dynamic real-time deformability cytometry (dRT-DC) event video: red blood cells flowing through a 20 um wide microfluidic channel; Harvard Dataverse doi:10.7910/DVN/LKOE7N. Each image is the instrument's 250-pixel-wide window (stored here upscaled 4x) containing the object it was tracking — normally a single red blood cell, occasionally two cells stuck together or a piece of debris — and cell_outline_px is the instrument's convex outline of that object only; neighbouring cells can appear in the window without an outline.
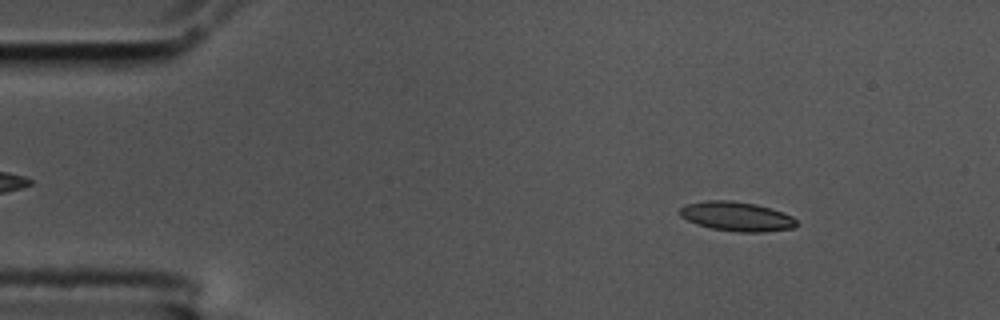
{"species": "common noctule bat (a hibernating species)", "species_latin": "Nyctalus noctula", "temperature_condition": "cold", "stored_images_in_passage": 56, "camera_frame_rate_fps": 3000, "um_per_image_px": 0.085, "animal": {"sex": "male", "body_mass_g": 17.5, "forearm_length_mm": 52.3}, "frame": {"image": 1, "passage_image": 7, "time_ms": 2.0, "image_size_px": [1000, 320], "cell_outline_px": [[800, 224], [792, 228], [764, 232], [740, 232], [712, 228], [696, 224], [680, 216], [680, 208], [688, 204], [708, 200], [732, 200], [756, 204], [792, 216]], "centroid_in_image_um": [62.63, 18.4], "position_along_channel_um": 22.4, "area_um2": 19.77}}
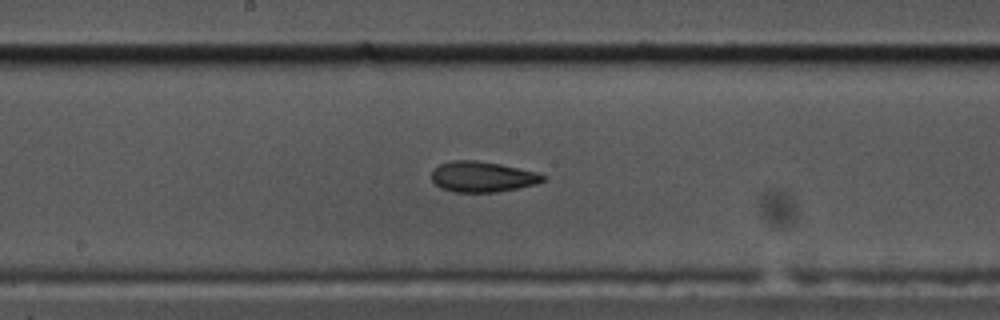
{"frame": {"image": 2, "passage_image": 29, "time_ms": 9.333, "image_size_px": [1000, 320], "cell_outline_px": [[544, 180], [536, 184], [496, 192], [456, 192], [440, 188], [432, 180], [432, 172], [440, 164], [452, 160], [476, 160], [500, 164], [536, 172], [544, 176]], "centroid_in_image_um": [40.98, 15.02], "position_along_channel_um": 207.2, "area_um2": 19.59}}
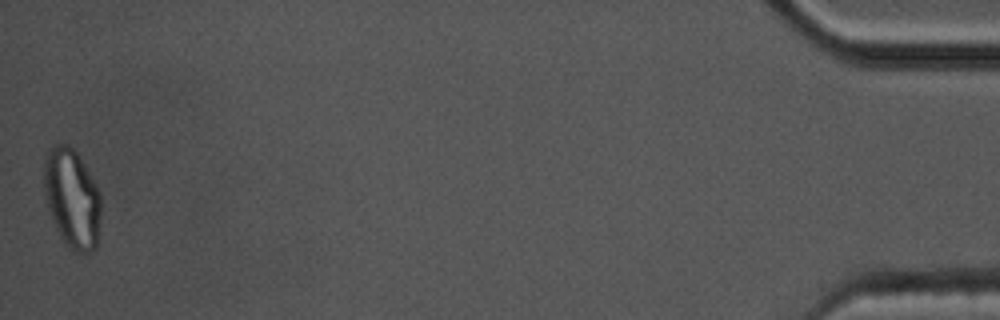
{"frame": {"image": 3, "passage_image": 56, "time_ms": 18.333, "image_size_px": [1000, 320], "cell_outline_px": [[100, 216], [96, 248], [92, 252], [72, 252], [64, 244], [52, 220], [44, 196], [44, 160], [52, 144], [68, 144], [76, 152], [84, 164], [96, 184], [100, 192]], "centroid_in_image_um": [6.11, 16.88], "position_along_channel_um": 429.1, "area_um2": 33.18}, "authors_computed_cell_mechanics": {"area_um2": 20.0566, "velocity_mm_per_s": 3.5263, "shape_relaxation_time_tau1_ms": null, "shape_relaxation_time_tau2_ms": 3.0921, "deformation_change_tau1": null, "deformation_change_tau2": 0.093}}